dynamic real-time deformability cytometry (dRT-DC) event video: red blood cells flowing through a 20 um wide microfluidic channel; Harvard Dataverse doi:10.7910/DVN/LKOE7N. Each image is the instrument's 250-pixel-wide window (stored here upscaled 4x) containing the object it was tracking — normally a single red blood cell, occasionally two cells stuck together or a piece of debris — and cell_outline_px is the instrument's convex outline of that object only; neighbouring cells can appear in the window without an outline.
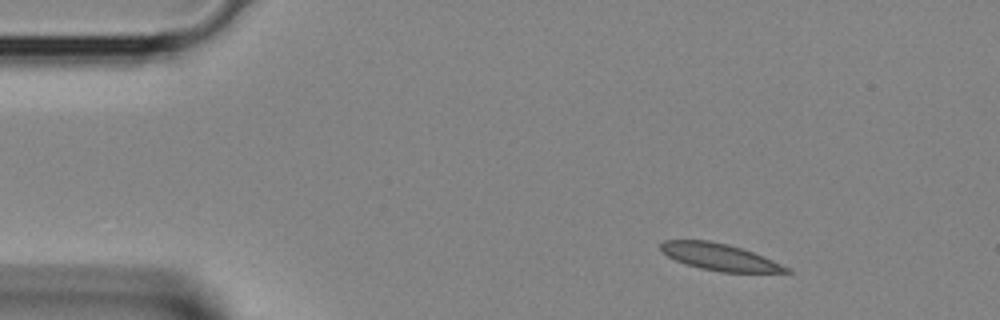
{"species": "Egyptian fruit bat (a non-hibernating species)", "species_latin": "Rousettus aegyptiacus", "temperature_condition": "room temperature", "stored_images_in_passage": 35, "camera_frame_rate_fps": 3000, "um_per_image_px": 0.085, "animal": {"sex": "female"}, "frame": {"image": 1, "passage_image": 1, "time_ms": 0.0, "image_size_px": [1000, 320], "cell_outline_px": [[792, 272], [720, 272], [700, 268], [676, 260], [668, 256], [660, 248], [660, 244], [664, 240], [708, 240], [728, 244], [752, 252], [792, 268]], "centroid_in_image_um": [61.18, 21.84], "position_along_channel_um": 23.8, "area_um2": 19.36}}
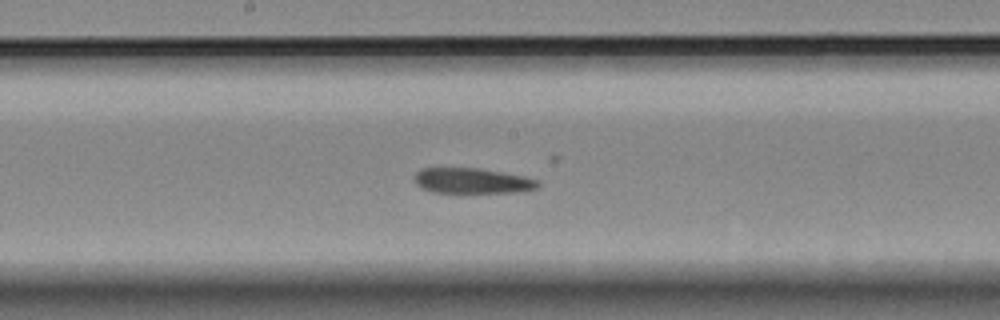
{"frame": {"image": 2, "passage_image": 16, "time_ms": 5.0, "image_size_px": [1000, 320], "cell_outline_px": [[540, 184], [536, 188], [516, 192], [432, 192], [420, 188], [412, 180], [412, 176], [420, 168], [480, 168], [524, 176], [540, 180]], "centroid_in_image_um": [40.08, 15.36], "position_along_channel_um": 208.1, "area_um2": 18.44}}
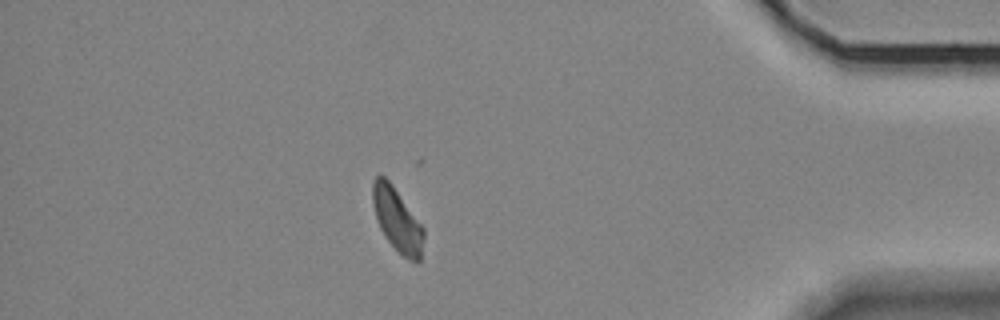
{"frame": {"image": 3, "passage_image": 30, "time_ms": 9.667, "image_size_px": [1000, 320], "cell_outline_px": [[424, 240], [420, 260], [408, 260], [388, 240], [380, 228], [372, 204], [372, 184], [376, 176], [384, 176], [388, 180], [424, 228]], "centroid_in_image_um": [33.76, 18.68], "position_along_channel_um": 401.4, "area_um2": 18.32}}